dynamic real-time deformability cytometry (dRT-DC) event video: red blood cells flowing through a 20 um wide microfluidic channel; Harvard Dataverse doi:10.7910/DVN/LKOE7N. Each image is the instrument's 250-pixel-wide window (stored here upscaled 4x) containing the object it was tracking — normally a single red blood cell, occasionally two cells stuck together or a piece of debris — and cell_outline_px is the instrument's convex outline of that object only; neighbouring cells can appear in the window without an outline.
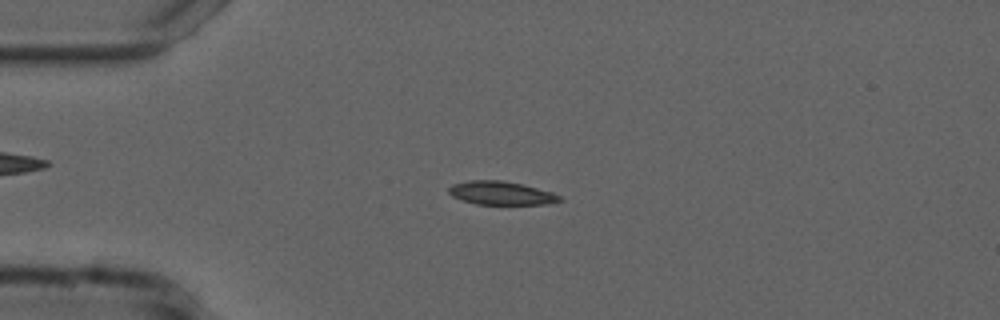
{"species": "common noctule bat (a hibernating species)", "species_latin": "Nyctalus noctula", "temperature_condition": "cold", "stored_images_in_passage": 54, "camera_frame_rate_fps": 3000, "um_per_image_px": 0.085, "animal": {"sex": "male", "forearm_length_mm": 52.5}, "frame": {"image": 1, "passage_image": 13, "time_ms": 4.0, "image_size_px": [1000, 320], "cell_outline_px": [[564, 200], [548, 204], [476, 204], [452, 196], [448, 192], [448, 188], [452, 184], [468, 180], [504, 180], [552, 192], [560, 196]], "centroid_in_image_um": [42.59, 16.41], "position_along_channel_um": 42.4, "area_um2": 15.09}}
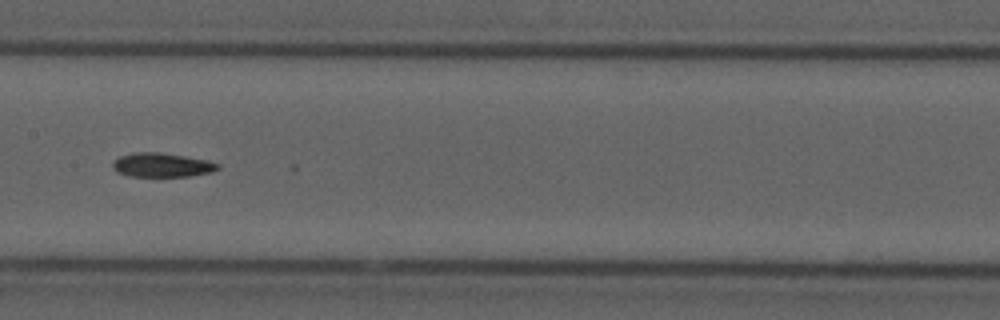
{"frame": {"image": 2, "passage_image": 27, "time_ms": 8.667, "image_size_px": [1000, 320], "cell_outline_px": [[220, 168], [212, 172], [188, 176], [132, 176], [116, 172], [112, 168], [112, 164], [120, 156], [132, 152], [160, 152], [208, 160], [220, 164]], "centroid_in_image_um": [13.77, 14.02], "position_along_channel_um": 193.6, "area_um2": 14.74}}
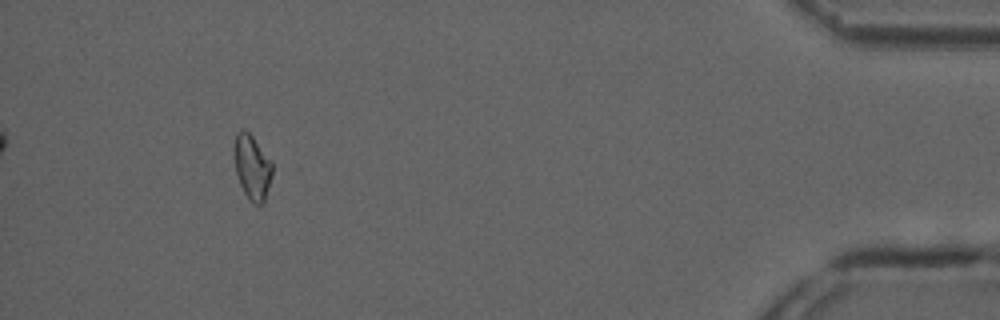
{"frame": {"image": 3, "passage_image": 50, "time_ms": 16.333, "image_size_px": [1000, 320], "cell_outline_px": [[272, 176], [264, 204], [252, 204], [248, 200], [240, 184], [236, 172], [232, 152], [232, 148], [236, 132], [244, 128], [252, 136], [272, 160]], "centroid_in_image_um": [21.41, 14.2], "position_along_channel_um": 413.8, "area_um2": 14.85}}